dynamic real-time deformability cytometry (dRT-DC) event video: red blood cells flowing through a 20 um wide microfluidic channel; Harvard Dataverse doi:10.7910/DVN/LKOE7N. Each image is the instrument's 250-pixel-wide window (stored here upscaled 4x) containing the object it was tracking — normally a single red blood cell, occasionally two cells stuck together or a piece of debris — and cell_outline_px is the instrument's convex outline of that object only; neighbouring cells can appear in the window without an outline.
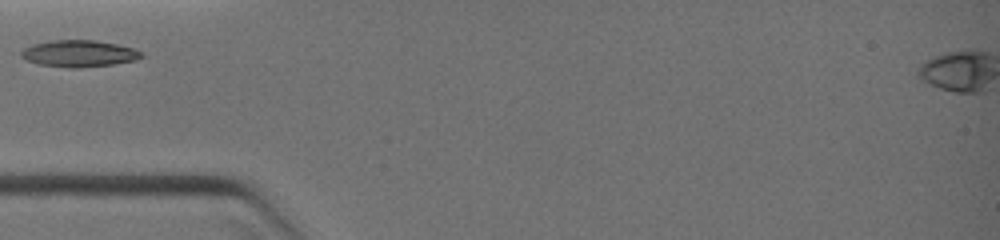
{"species": "common noctule bat (a hibernating species)", "species_latin": "Nyctalus noctula", "temperature_condition": "warm", "stored_images_in_passage": 1, "camera_frame_rate_fps": 3000, "um_per_image_px": 0.085, "animal": {"sex": "female", "body_mass_g": 19.0, "forearm_length_mm": 51.5}, "frame": {"image": 1, "passage_image": 1, "time_ms": 0.0, "image_size_px": [1000, 240], "cell_outline_px": [[144, 56], [136, 60], [112, 64], [76, 68], [68, 68], [40, 64], [28, 60], [20, 56], [20, 52], [24, 48], [32, 44], [52, 40], [96, 40], [136, 48]], "centroid_in_image_um": [6.72, 4.54], "position_along_channel_um": 78.3, "area_um2": 18.67}}